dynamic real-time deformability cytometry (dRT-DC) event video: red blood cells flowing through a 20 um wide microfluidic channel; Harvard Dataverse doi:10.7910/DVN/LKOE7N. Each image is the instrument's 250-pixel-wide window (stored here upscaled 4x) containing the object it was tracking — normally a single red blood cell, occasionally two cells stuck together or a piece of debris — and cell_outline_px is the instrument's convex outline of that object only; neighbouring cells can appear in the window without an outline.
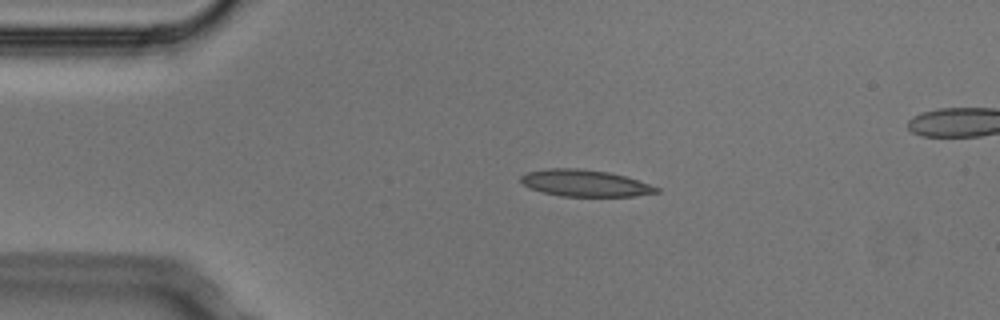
{"species": "Egyptian fruit bat (a non-hibernating species)", "species_latin": "Rousettus aegyptiacus", "temperature_condition": "cold", "stored_images_in_passage": 3, "segment_of_instrument_passage": [1, 2], "camera_frame_rate_fps": 3000, "um_per_image_px": 0.085, "animal": {"sex": "male"}, "frame": {"image": 1, "passage_image": 1, "time_ms": 0.0, "image_size_px": [1000, 320], "cell_outline_px": [[660, 192], [636, 196], [560, 196], [544, 192], [532, 188], [524, 184], [520, 180], [520, 176], [528, 172], [548, 168], [576, 168], [608, 172], [624, 176], [660, 188]], "centroid_in_image_um": [49.73, 15.57], "position_along_channel_um": 35.3, "area_um2": 20.81}}